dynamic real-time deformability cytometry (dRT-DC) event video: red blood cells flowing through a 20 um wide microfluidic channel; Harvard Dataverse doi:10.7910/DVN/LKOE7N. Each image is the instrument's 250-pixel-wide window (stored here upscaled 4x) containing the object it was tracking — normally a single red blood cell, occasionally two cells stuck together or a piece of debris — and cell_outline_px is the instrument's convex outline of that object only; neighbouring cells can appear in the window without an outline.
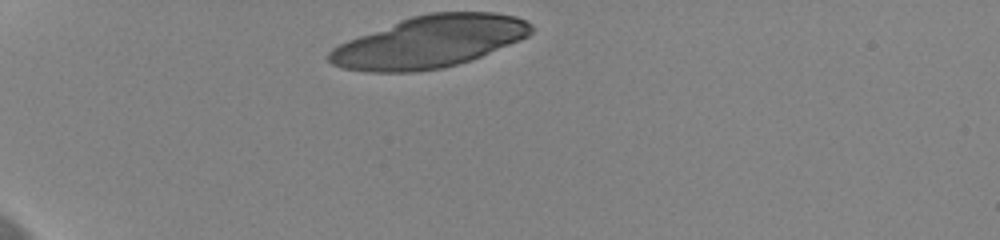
{"species": "human", "species_latin": "Homo sapiens", "temperature_condition": "cold", "stored_images_in_passage": 34, "camera_frame_rate_fps": 3000, "um_per_image_px": 0.085, "donor": {"sex": "female"}, "frame": {"image": 1, "passage_image": 1, "time_ms": 0.0, "image_size_px": [1000, 240], "cell_outline_px": [[532, 32], [528, 36], [520, 40], [480, 56], [444, 68], [416, 72], [368, 72], [344, 68], [332, 64], [328, 60], [328, 52], [332, 48], [348, 40], [400, 20], [412, 16], [432, 12], [492, 12], [516, 16], [532, 24]], "centroid_in_image_um": [36.51, 3.56], "position_along_channel_um": 48.5, "area_um2": 60.63}}